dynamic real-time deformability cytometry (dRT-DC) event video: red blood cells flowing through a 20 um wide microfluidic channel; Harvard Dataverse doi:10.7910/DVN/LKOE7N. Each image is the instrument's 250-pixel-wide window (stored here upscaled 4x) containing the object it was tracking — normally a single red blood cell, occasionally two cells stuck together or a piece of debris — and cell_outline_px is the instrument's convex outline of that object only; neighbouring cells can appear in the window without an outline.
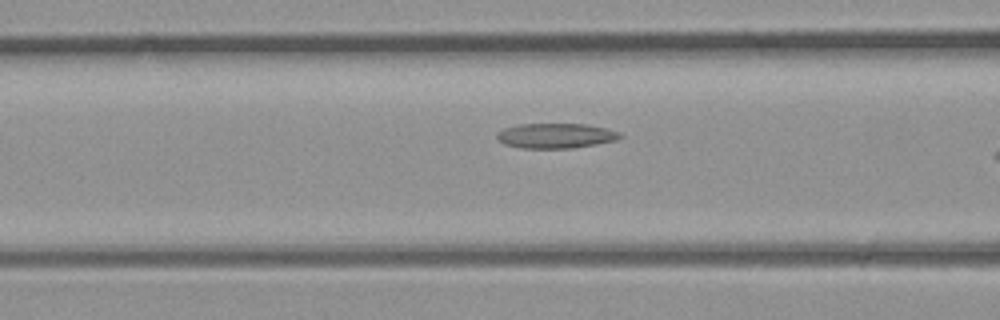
{"species": "common noctule bat (a hibernating species)", "species_latin": "Nyctalus noctula", "temperature_condition": "room temperature", "stored_images_in_passage": 6, "camera_frame_rate_fps": 3000, "um_per_image_px": 0.085, "animal": {"sex": "male", "body_mass_g": 23.1, "forearm_length_mm": 52.7}, "frame": {"image": 1, "passage_image": 6, "time_ms": 1.667, "image_size_px": [1000, 320], "cell_outline_px": [[624, 136], [616, 140], [596, 144], [572, 148], [520, 148], [504, 144], [496, 140], [496, 132], [504, 128], [520, 124], [588, 124], [620, 132]], "centroid_in_image_um": [47.21, 11.54], "position_along_channel_um": 119.4, "area_um2": 18.03}}